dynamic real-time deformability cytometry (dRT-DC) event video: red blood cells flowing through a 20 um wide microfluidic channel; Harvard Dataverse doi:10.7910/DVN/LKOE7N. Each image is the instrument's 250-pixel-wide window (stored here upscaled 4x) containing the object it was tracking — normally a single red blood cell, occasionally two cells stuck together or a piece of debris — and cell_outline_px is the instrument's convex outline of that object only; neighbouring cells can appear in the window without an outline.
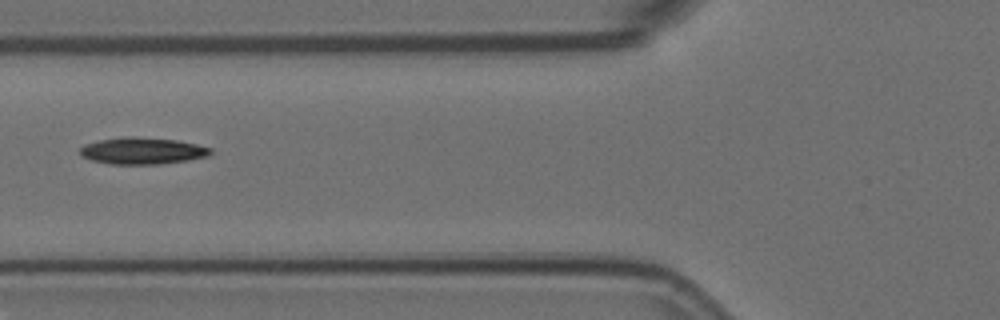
{"species": "Egyptian fruit bat (a non-hibernating species)", "species_latin": "Rousettus aegyptiacus", "temperature_condition": "room temperature", "stored_images_in_passage": 13, "camera_frame_rate_fps": 3000, "um_per_image_px": 0.085, "animal": {"sex": "female"}, "frame": {"image": 1, "passage_image": 5, "time_ms": 1.333, "image_size_px": [1000, 320], "cell_outline_px": [[212, 152], [208, 156], [188, 160], [156, 164], [108, 164], [92, 160], [80, 156], [80, 148], [84, 144], [100, 140], [132, 136], [176, 140], [196, 144], [212, 148]], "centroid_in_image_um": [12.09, 12.82], "position_along_channel_um": 113.7, "area_um2": 20.23}}
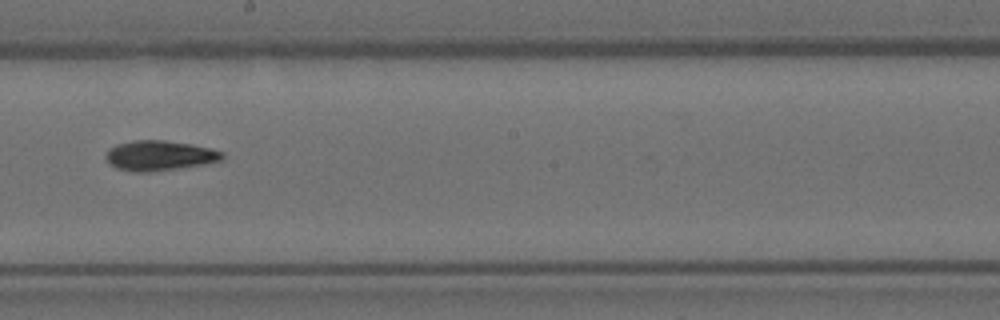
{"frame": {"image": 2, "passage_image": 8, "time_ms": 2.333, "image_size_px": [1000, 320], "cell_outline_px": [[224, 160], [204, 164], [148, 172], [136, 172], [116, 168], [108, 164], [104, 156], [108, 148], [116, 144], [132, 140], [164, 140], [192, 144], [212, 148], [224, 152]], "centroid_in_image_um": [13.54, 13.21], "position_along_channel_um": 234.7, "area_um2": 20.63}}
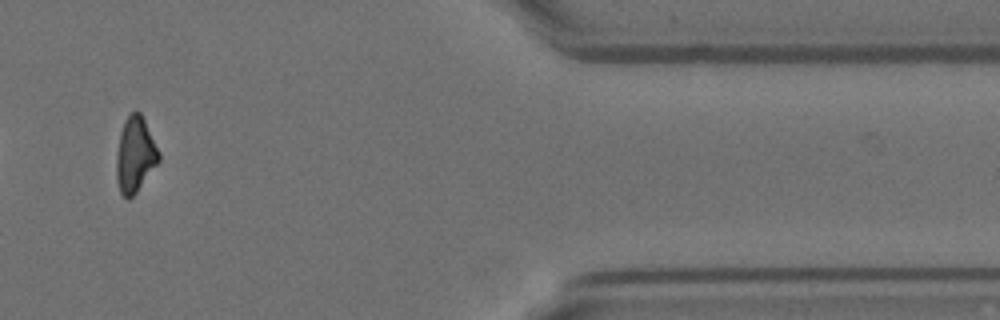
{"frame": {"image": 3, "passage_image": 12, "time_ms": 3.667, "image_size_px": [1000, 320], "cell_outline_px": [[160, 160], [136, 192], [128, 200], [120, 192], [116, 180], [116, 152], [120, 132], [124, 120], [136, 108], [140, 112], [160, 152]], "centroid_in_image_um": [11.47, 13.14], "position_along_channel_um": 399.9, "area_um2": 18.67}}